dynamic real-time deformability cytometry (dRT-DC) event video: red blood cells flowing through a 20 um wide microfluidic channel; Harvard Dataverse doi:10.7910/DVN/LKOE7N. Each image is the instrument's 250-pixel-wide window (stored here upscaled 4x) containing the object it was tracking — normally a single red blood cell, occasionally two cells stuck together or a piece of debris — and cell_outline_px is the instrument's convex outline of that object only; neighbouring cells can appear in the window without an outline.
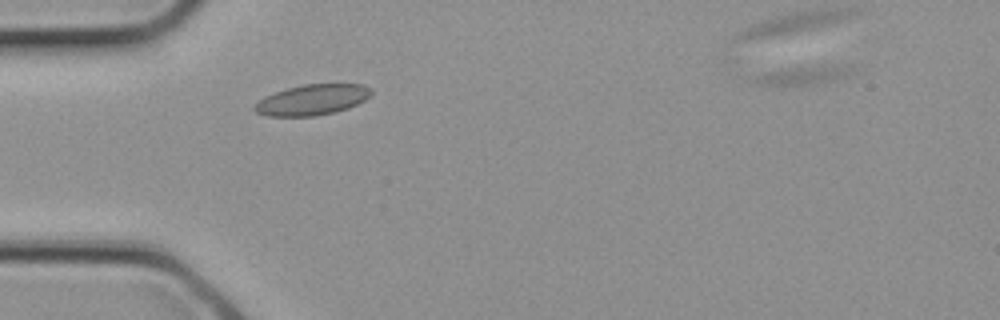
{"species": "common noctule bat (a hibernating species)", "species_latin": "Nyctalus noctula", "temperature_condition": "cold", "stored_images_in_passage": 3, "segment_of_instrument_passage": [1, 2], "camera_frame_rate_fps": 3000, "um_per_image_px": 0.085, "animal": {"sex": "female", "body_mass_g": 21.9}, "frame": {"image": 1, "passage_image": 2, "time_ms": 0.333, "image_size_px": [1000, 320], "cell_outline_px": [[372, 92], [364, 100], [348, 108], [336, 112], [316, 116], [264, 116], [256, 112], [252, 108], [264, 96], [288, 88], [304, 84], [364, 84]], "centroid_in_image_um": [26.51, 8.49], "position_along_channel_um": 58.5, "area_um2": 20.69}}